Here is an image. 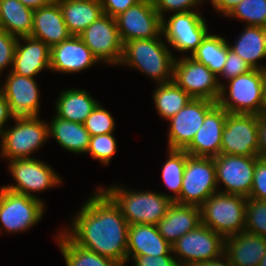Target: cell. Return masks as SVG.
Wrapping results in <instances>:
<instances>
[{"instance_id": "7402d4cb", "label": "cell", "mask_w": 266, "mask_h": 266, "mask_svg": "<svg viewBox=\"0 0 266 266\" xmlns=\"http://www.w3.org/2000/svg\"><path fill=\"white\" fill-rule=\"evenodd\" d=\"M70 36L62 10L56 0L34 10L31 37L42 40L51 48L67 40Z\"/></svg>"}, {"instance_id": "d6986e66", "label": "cell", "mask_w": 266, "mask_h": 266, "mask_svg": "<svg viewBox=\"0 0 266 266\" xmlns=\"http://www.w3.org/2000/svg\"><path fill=\"white\" fill-rule=\"evenodd\" d=\"M227 111L218 103L206 114L202 126L184 149L190 156L216 157L221 154L222 131Z\"/></svg>"}, {"instance_id": "e575fe53", "label": "cell", "mask_w": 266, "mask_h": 266, "mask_svg": "<svg viewBox=\"0 0 266 266\" xmlns=\"http://www.w3.org/2000/svg\"><path fill=\"white\" fill-rule=\"evenodd\" d=\"M226 16L239 18L250 26L266 28V0H242Z\"/></svg>"}, {"instance_id": "ab89813d", "label": "cell", "mask_w": 266, "mask_h": 266, "mask_svg": "<svg viewBox=\"0 0 266 266\" xmlns=\"http://www.w3.org/2000/svg\"><path fill=\"white\" fill-rule=\"evenodd\" d=\"M249 198L266 201V160L256 157L253 185Z\"/></svg>"}, {"instance_id": "52a82bcc", "label": "cell", "mask_w": 266, "mask_h": 266, "mask_svg": "<svg viewBox=\"0 0 266 266\" xmlns=\"http://www.w3.org/2000/svg\"><path fill=\"white\" fill-rule=\"evenodd\" d=\"M216 168L214 158L188 156L182 180L179 204L201 206L216 193Z\"/></svg>"}, {"instance_id": "4fadbf2b", "label": "cell", "mask_w": 266, "mask_h": 266, "mask_svg": "<svg viewBox=\"0 0 266 266\" xmlns=\"http://www.w3.org/2000/svg\"><path fill=\"white\" fill-rule=\"evenodd\" d=\"M122 44L136 39L157 38L162 35V18L153 0H142L115 17Z\"/></svg>"}, {"instance_id": "b9f144b4", "label": "cell", "mask_w": 266, "mask_h": 266, "mask_svg": "<svg viewBox=\"0 0 266 266\" xmlns=\"http://www.w3.org/2000/svg\"><path fill=\"white\" fill-rule=\"evenodd\" d=\"M17 40L18 38L0 28V74L6 67L13 65Z\"/></svg>"}, {"instance_id": "30bf717a", "label": "cell", "mask_w": 266, "mask_h": 266, "mask_svg": "<svg viewBox=\"0 0 266 266\" xmlns=\"http://www.w3.org/2000/svg\"><path fill=\"white\" fill-rule=\"evenodd\" d=\"M44 207L39 198L0 188V222L8 232H23L37 224Z\"/></svg>"}, {"instance_id": "d6a6232c", "label": "cell", "mask_w": 266, "mask_h": 266, "mask_svg": "<svg viewBox=\"0 0 266 266\" xmlns=\"http://www.w3.org/2000/svg\"><path fill=\"white\" fill-rule=\"evenodd\" d=\"M191 57L207 66L218 77L226 62L227 41L222 36L208 34Z\"/></svg>"}, {"instance_id": "8992f818", "label": "cell", "mask_w": 266, "mask_h": 266, "mask_svg": "<svg viewBox=\"0 0 266 266\" xmlns=\"http://www.w3.org/2000/svg\"><path fill=\"white\" fill-rule=\"evenodd\" d=\"M39 116L15 117L16 124L1 133L2 158L8 160L32 158L30 155L49 138L48 124Z\"/></svg>"}, {"instance_id": "f546056e", "label": "cell", "mask_w": 266, "mask_h": 266, "mask_svg": "<svg viewBox=\"0 0 266 266\" xmlns=\"http://www.w3.org/2000/svg\"><path fill=\"white\" fill-rule=\"evenodd\" d=\"M33 13L18 0H0V28L16 38L31 36Z\"/></svg>"}, {"instance_id": "c3c4849f", "label": "cell", "mask_w": 266, "mask_h": 266, "mask_svg": "<svg viewBox=\"0 0 266 266\" xmlns=\"http://www.w3.org/2000/svg\"><path fill=\"white\" fill-rule=\"evenodd\" d=\"M222 257H224L226 261H223ZM195 266H234V265L229 261L228 257L225 254H223L218 258L198 263Z\"/></svg>"}, {"instance_id": "60d3db41", "label": "cell", "mask_w": 266, "mask_h": 266, "mask_svg": "<svg viewBox=\"0 0 266 266\" xmlns=\"http://www.w3.org/2000/svg\"><path fill=\"white\" fill-rule=\"evenodd\" d=\"M153 2L157 13L163 19L166 11H172L173 13L194 11L192 9L202 0H153Z\"/></svg>"}, {"instance_id": "8d00e7d4", "label": "cell", "mask_w": 266, "mask_h": 266, "mask_svg": "<svg viewBox=\"0 0 266 266\" xmlns=\"http://www.w3.org/2000/svg\"><path fill=\"white\" fill-rule=\"evenodd\" d=\"M116 145L113 133L94 135L90 137L87 153L107 165L116 153Z\"/></svg>"}, {"instance_id": "e0dca14e", "label": "cell", "mask_w": 266, "mask_h": 266, "mask_svg": "<svg viewBox=\"0 0 266 266\" xmlns=\"http://www.w3.org/2000/svg\"><path fill=\"white\" fill-rule=\"evenodd\" d=\"M217 102L192 98L176 115L169 119L168 150H184L202 126L206 114Z\"/></svg>"}, {"instance_id": "d4e9b609", "label": "cell", "mask_w": 266, "mask_h": 266, "mask_svg": "<svg viewBox=\"0 0 266 266\" xmlns=\"http://www.w3.org/2000/svg\"><path fill=\"white\" fill-rule=\"evenodd\" d=\"M171 252L172 246L159 233L156 225H129L127 260L130 256H163L171 255Z\"/></svg>"}, {"instance_id": "7a4b0ae2", "label": "cell", "mask_w": 266, "mask_h": 266, "mask_svg": "<svg viewBox=\"0 0 266 266\" xmlns=\"http://www.w3.org/2000/svg\"><path fill=\"white\" fill-rule=\"evenodd\" d=\"M161 37L136 39L123 44L122 59L119 64L137 68L158 84L173 81L175 56L169 51Z\"/></svg>"}, {"instance_id": "7dc6e473", "label": "cell", "mask_w": 266, "mask_h": 266, "mask_svg": "<svg viewBox=\"0 0 266 266\" xmlns=\"http://www.w3.org/2000/svg\"><path fill=\"white\" fill-rule=\"evenodd\" d=\"M241 1L242 0H210L215 10L217 9L218 12L223 13L224 16H226L230 10Z\"/></svg>"}, {"instance_id": "bcb514c9", "label": "cell", "mask_w": 266, "mask_h": 266, "mask_svg": "<svg viewBox=\"0 0 266 266\" xmlns=\"http://www.w3.org/2000/svg\"><path fill=\"white\" fill-rule=\"evenodd\" d=\"M14 119L15 116L12 114L10 110V106L8 104V101L0 91V135L4 131V124L9 120V119Z\"/></svg>"}, {"instance_id": "f35d334b", "label": "cell", "mask_w": 266, "mask_h": 266, "mask_svg": "<svg viewBox=\"0 0 266 266\" xmlns=\"http://www.w3.org/2000/svg\"><path fill=\"white\" fill-rule=\"evenodd\" d=\"M252 70V67L245 62L240 56L229 49L227 42V58L221 73L227 80L248 73Z\"/></svg>"}, {"instance_id": "f907efd6", "label": "cell", "mask_w": 266, "mask_h": 266, "mask_svg": "<svg viewBox=\"0 0 266 266\" xmlns=\"http://www.w3.org/2000/svg\"><path fill=\"white\" fill-rule=\"evenodd\" d=\"M258 266H266V253L265 255L262 257L261 261L259 262Z\"/></svg>"}, {"instance_id": "836d02e7", "label": "cell", "mask_w": 266, "mask_h": 266, "mask_svg": "<svg viewBox=\"0 0 266 266\" xmlns=\"http://www.w3.org/2000/svg\"><path fill=\"white\" fill-rule=\"evenodd\" d=\"M168 156L163 166L162 179L167 188L175 193L172 196V200L175 201L180 196L186 159L189 154L185 150L169 149Z\"/></svg>"}, {"instance_id": "74e56055", "label": "cell", "mask_w": 266, "mask_h": 266, "mask_svg": "<svg viewBox=\"0 0 266 266\" xmlns=\"http://www.w3.org/2000/svg\"><path fill=\"white\" fill-rule=\"evenodd\" d=\"M90 136L113 133L115 122L109 111L98 104L83 123Z\"/></svg>"}, {"instance_id": "cb8c5ba5", "label": "cell", "mask_w": 266, "mask_h": 266, "mask_svg": "<svg viewBox=\"0 0 266 266\" xmlns=\"http://www.w3.org/2000/svg\"><path fill=\"white\" fill-rule=\"evenodd\" d=\"M266 253V237L246 231L225 238L224 254L234 266H258Z\"/></svg>"}, {"instance_id": "681fc988", "label": "cell", "mask_w": 266, "mask_h": 266, "mask_svg": "<svg viewBox=\"0 0 266 266\" xmlns=\"http://www.w3.org/2000/svg\"><path fill=\"white\" fill-rule=\"evenodd\" d=\"M23 5L31 8L32 10L49 5L53 0H18Z\"/></svg>"}, {"instance_id": "4316f807", "label": "cell", "mask_w": 266, "mask_h": 266, "mask_svg": "<svg viewBox=\"0 0 266 266\" xmlns=\"http://www.w3.org/2000/svg\"><path fill=\"white\" fill-rule=\"evenodd\" d=\"M229 49L247 62L252 69L266 71L265 66H259L258 60L266 57V28L246 25L244 31Z\"/></svg>"}, {"instance_id": "ee69618b", "label": "cell", "mask_w": 266, "mask_h": 266, "mask_svg": "<svg viewBox=\"0 0 266 266\" xmlns=\"http://www.w3.org/2000/svg\"><path fill=\"white\" fill-rule=\"evenodd\" d=\"M140 1L142 0H100V3L104 14L115 18Z\"/></svg>"}, {"instance_id": "d590c367", "label": "cell", "mask_w": 266, "mask_h": 266, "mask_svg": "<svg viewBox=\"0 0 266 266\" xmlns=\"http://www.w3.org/2000/svg\"><path fill=\"white\" fill-rule=\"evenodd\" d=\"M245 231L266 237V201L247 198Z\"/></svg>"}, {"instance_id": "7c38bea8", "label": "cell", "mask_w": 266, "mask_h": 266, "mask_svg": "<svg viewBox=\"0 0 266 266\" xmlns=\"http://www.w3.org/2000/svg\"><path fill=\"white\" fill-rule=\"evenodd\" d=\"M162 35L179 52L191 54L208 35L206 21L198 11L174 13L168 21L162 19Z\"/></svg>"}, {"instance_id": "83f0119b", "label": "cell", "mask_w": 266, "mask_h": 266, "mask_svg": "<svg viewBox=\"0 0 266 266\" xmlns=\"http://www.w3.org/2000/svg\"><path fill=\"white\" fill-rule=\"evenodd\" d=\"M90 94L83 89H69L61 93L56 102V116L83 124L98 105Z\"/></svg>"}, {"instance_id": "f1b7e54d", "label": "cell", "mask_w": 266, "mask_h": 266, "mask_svg": "<svg viewBox=\"0 0 266 266\" xmlns=\"http://www.w3.org/2000/svg\"><path fill=\"white\" fill-rule=\"evenodd\" d=\"M48 133L64 149L77 154L87 153L91 136L84 124L64 120L55 115L48 125Z\"/></svg>"}, {"instance_id": "ffe728a7", "label": "cell", "mask_w": 266, "mask_h": 266, "mask_svg": "<svg viewBox=\"0 0 266 266\" xmlns=\"http://www.w3.org/2000/svg\"><path fill=\"white\" fill-rule=\"evenodd\" d=\"M98 63V59L79 36L71 35L67 40L50 48V69L62 73H76Z\"/></svg>"}, {"instance_id": "8fae6325", "label": "cell", "mask_w": 266, "mask_h": 266, "mask_svg": "<svg viewBox=\"0 0 266 266\" xmlns=\"http://www.w3.org/2000/svg\"><path fill=\"white\" fill-rule=\"evenodd\" d=\"M258 115L227 113L221 154L258 157Z\"/></svg>"}, {"instance_id": "9c48e42d", "label": "cell", "mask_w": 266, "mask_h": 266, "mask_svg": "<svg viewBox=\"0 0 266 266\" xmlns=\"http://www.w3.org/2000/svg\"><path fill=\"white\" fill-rule=\"evenodd\" d=\"M173 81L194 99L217 102L220 97L222 84L217 76L191 56L175 58Z\"/></svg>"}, {"instance_id": "5b68a950", "label": "cell", "mask_w": 266, "mask_h": 266, "mask_svg": "<svg viewBox=\"0 0 266 266\" xmlns=\"http://www.w3.org/2000/svg\"><path fill=\"white\" fill-rule=\"evenodd\" d=\"M247 198L217 191L201 206V223L224 238L245 231Z\"/></svg>"}, {"instance_id": "f6af8a7d", "label": "cell", "mask_w": 266, "mask_h": 266, "mask_svg": "<svg viewBox=\"0 0 266 266\" xmlns=\"http://www.w3.org/2000/svg\"><path fill=\"white\" fill-rule=\"evenodd\" d=\"M258 157L266 160V112L258 115Z\"/></svg>"}, {"instance_id": "484cf974", "label": "cell", "mask_w": 266, "mask_h": 266, "mask_svg": "<svg viewBox=\"0 0 266 266\" xmlns=\"http://www.w3.org/2000/svg\"><path fill=\"white\" fill-rule=\"evenodd\" d=\"M71 35L78 36L103 14L100 0H56Z\"/></svg>"}, {"instance_id": "ac0fdd59", "label": "cell", "mask_w": 266, "mask_h": 266, "mask_svg": "<svg viewBox=\"0 0 266 266\" xmlns=\"http://www.w3.org/2000/svg\"><path fill=\"white\" fill-rule=\"evenodd\" d=\"M1 92L15 117L39 116V89L33 77L20 76L10 70Z\"/></svg>"}, {"instance_id": "603a6c76", "label": "cell", "mask_w": 266, "mask_h": 266, "mask_svg": "<svg viewBox=\"0 0 266 266\" xmlns=\"http://www.w3.org/2000/svg\"><path fill=\"white\" fill-rule=\"evenodd\" d=\"M201 224L200 207L173 202L157 224L159 233L172 246L186 233Z\"/></svg>"}, {"instance_id": "ba28073f", "label": "cell", "mask_w": 266, "mask_h": 266, "mask_svg": "<svg viewBox=\"0 0 266 266\" xmlns=\"http://www.w3.org/2000/svg\"><path fill=\"white\" fill-rule=\"evenodd\" d=\"M225 238L202 223L172 245L179 266H195L224 254Z\"/></svg>"}, {"instance_id": "7bdbcfd3", "label": "cell", "mask_w": 266, "mask_h": 266, "mask_svg": "<svg viewBox=\"0 0 266 266\" xmlns=\"http://www.w3.org/2000/svg\"><path fill=\"white\" fill-rule=\"evenodd\" d=\"M135 266H179L173 255L163 256H131Z\"/></svg>"}, {"instance_id": "1f68e13d", "label": "cell", "mask_w": 266, "mask_h": 266, "mask_svg": "<svg viewBox=\"0 0 266 266\" xmlns=\"http://www.w3.org/2000/svg\"><path fill=\"white\" fill-rule=\"evenodd\" d=\"M153 97L159 115L166 120L176 115L192 99L174 81L158 84Z\"/></svg>"}, {"instance_id": "2e32d148", "label": "cell", "mask_w": 266, "mask_h": 266, "mask_svg": "<svg viewBox=\"0 0 266 266\" xmlns=\"http://www.w3.org/2000/svg\"><path fill=\"white\" fill-rule=\"evenodd\" d=\"M217 185L225 186L223 193L249 198L253 185L256 157L220 154L214 157Z\"/></svg>"}, {"instance_id": "277c9868", "label": "cell", "mask_w": 266, "mask_h": 266, "mask_svg": "<svg viewBox=\"0 0 266 266\" xmlns=\"http://www.w3.org/2000/svg\"><path fill=\"white\" fill-rule=\"evenodd\" d=\"M229 87L221 85L217 103L228 113L259 115L266 103V71L252 69L248 73L231 78ZM228 90L227 97L226 91Z\"/></svg>"}, {"instance_id": "5bb4252c", "label": "cell", "mask_w": 266, "mask_h": 266, "mask_svg": "<svg viewBox=\"0 0 266 266\" xmlns=\"http://www.w3.org/2000/svg\"><path fill=\"white\" fill-rule=\"evenodd\" d=\"M9 170L16 185L2 187L34 198L38 197L32 191L37 193L62 182L60 176L49 165L33 157L9 160Z\"/></svg>"}, {"instance_id": "44dd1931", "label": "cell", "mask_w": 266, "mask_h": 266, "mask_svg": "<svg viewBox=\"0 0 266 266\" xmlns=\"http://www.w3.org/2000/svg\"><path fill=\"white\" fill-rule=\"evenodd\" d=\"M20 39L24 40L26 45H22ZM12 67L13 73L34 78L43 69H50V47L31 36L18 38Z\"/></svg>"}, {"instance_id": "3957f363", "label": "cell", "mask_w": 266, "mask_h": 266, "mask_svg": "<svg viewBox=\"0 0 266 266\" xmlns=\"http://www.w3.org/2000/svg\"><path fill=\"white\" fill-rule=\"evenodd\" d=\"M118 205L129 225H156L165 215L171 204L172 195L151 191L135 192L122 186H110L103 189Z\"/></svg>"}, {"instance_id": "4dcf8cb0", "label": "cell", "mask_w": 266, "mask_h": 266, "mask_svg": "<svg viewBox=\"0 0 266 266\" xmlns=\"http://www.w3.org/2000/svg\"><path fill=\"white\" fill-rule=\"evenodd\" d=\"M57 241L67 266H122L113 259L78 246L64 232L59 233Z\"/></svg>"}, {"instance_id": "9a60e30c", "label": "cell", "mask_w": 266, "mask_h": 266, "mask_svg": "<svg viewBox=\"0 0 266 266\" xmlns=\"http://www.w3.org/2000/svg\"><path fill=\"white\" fill-rule=\"evenodd\" d=\"M98 61L119 64L123 54L115 18L103 14L78 35Z\"/></svg>"}, {"instance_id": "6da1fadb", "label": "cell", "mask_w": 266, "mask_h": 266, "mask_svg": "<svg viewBox=\"0 0 266 266\" xmlns=\"http://www.w3.org/2000/svg\"><path fill=\"white\" fill-rule=\"evenodd\" d=\"M63 232L78 246L125 266L129 224L113 199L98 187Z\"/></svg>"}]
</instances>
